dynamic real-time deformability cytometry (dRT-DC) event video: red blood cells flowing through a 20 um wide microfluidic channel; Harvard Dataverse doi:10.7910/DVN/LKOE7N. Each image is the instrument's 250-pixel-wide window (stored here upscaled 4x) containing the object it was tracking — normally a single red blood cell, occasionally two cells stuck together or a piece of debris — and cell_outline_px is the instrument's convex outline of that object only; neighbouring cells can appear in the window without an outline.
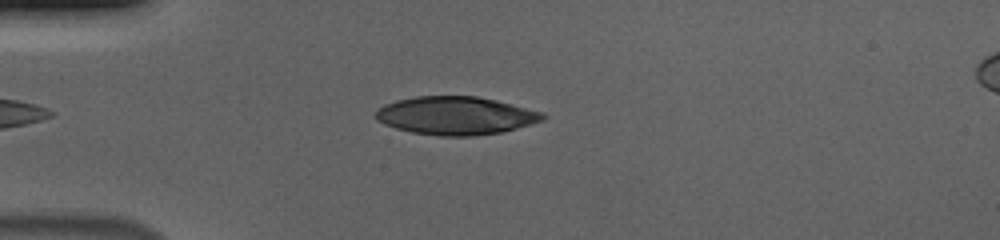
{"species": "human", "species_latin": "Homo sapiens", "temperature_condition": "cold", "stored_images_in_passage": 25, "camera_frame_rate_fps": 3000, "um_per_image_px": 0.085, "donor": {"sex": "male"}, "frame": {"image": 1, "passage_image": 6, "time_ms": 1.667, "image_size_px": [1000, 240], "cell_outline_px": [[548, 116], [544, 120], [516, 128], [500, 132], [472, 136], [440, 136], [412, 132], [396, 128], [384, 124], [376, 120], [372, 116], [376, 108], [384, 104], [396, 100], [416, 96], [476, 96], [496, 100], [544, 112]], "centroid_in_image_um": [38.7, 9.82], "position_along_channel_um": 46.3, "area_um2": 37.4}}
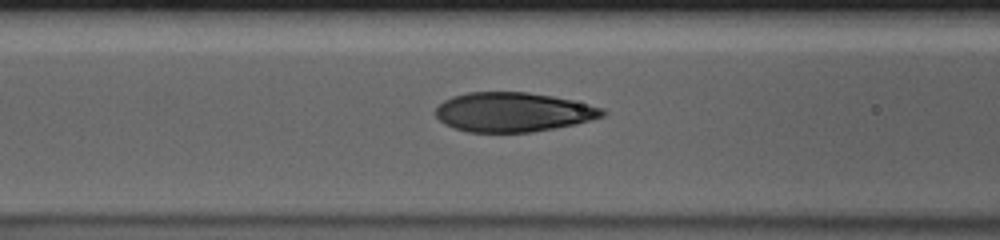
{"frame": {"image": 2, "passage_image": 14, "time_ms": 4.333, "image_size_px": [1000, 240], "cell_outline_px": [[608, 112], [604, 116], [576, 124], [532, 132], [468, 132], [452, 128], [444, 124], [436, 116], [436, 108], [444, 100], [452, 96], [468, 92], [528, 92], [552, 96], [572, 100], [604, 108]], "centroid_in_image_um": [43.61, 9.53], "position_along_channel_um": 123.0, "area_um2": 38.44}}
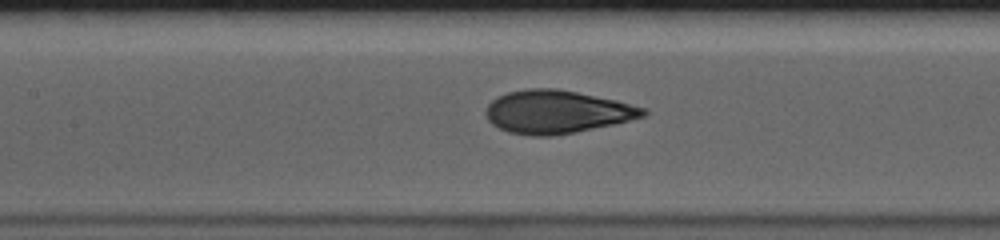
{"frame": {"image": 3, "passage_image": 17, "time_ms": 5.333, "image_size_px": [1000, 240], "cell_outline_px": [[648, 112], [644, 116], [612, 124], [576, 132], [552, 136], [532, 136], [508, 132], [492, 124], [488, 120], [484, 112], [488, 104], [496, 96], [508, 92], [528, 88], [556, 88], [616, 100], [644, 108]], "centroid_in_image_um": [47.27, 9.5], "position_along_channel_um": 160.1, "area_um2": 39.3}}